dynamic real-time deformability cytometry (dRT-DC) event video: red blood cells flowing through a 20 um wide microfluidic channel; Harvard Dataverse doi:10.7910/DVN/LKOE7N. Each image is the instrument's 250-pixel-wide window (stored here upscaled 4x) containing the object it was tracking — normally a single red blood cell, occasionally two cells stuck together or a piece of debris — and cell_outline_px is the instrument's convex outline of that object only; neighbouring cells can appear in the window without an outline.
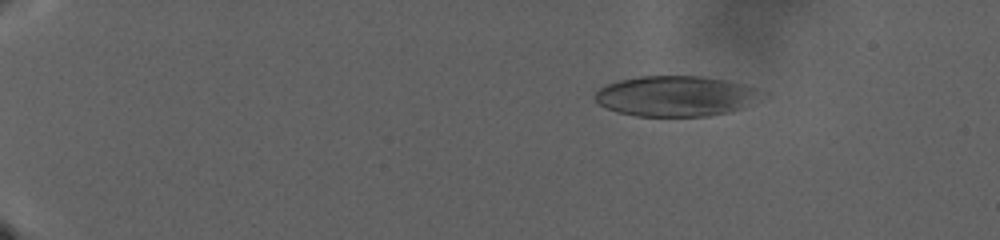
{"species": "human", "species_latin": "Homo sapiens", "temperature_condition": "warm", "stored_images_in_passage": 138, "camera_frame_rate_fps": 3000, "um_per_image_px": 0.085, "donor": {"sex": "male"}, "frame": {"image": 1, "passage_image": 28, "time_ms": 9.0, "image_size_px": [1000, 240], "cell_outline_px": [[756, 92], [740, 108], [728, 112], [704, 116], [636, 116], [616, 112], [600, 104], [596, 100], [596, 92], [604, 84], [620, 80], [640, 76], [700, 76], [728, 80], [744, 84], [756, 88]], "centroid_in_image_um": [57.28, 8.15], "position_along_channel_um": 27.7, "area_um2": 38.26}}
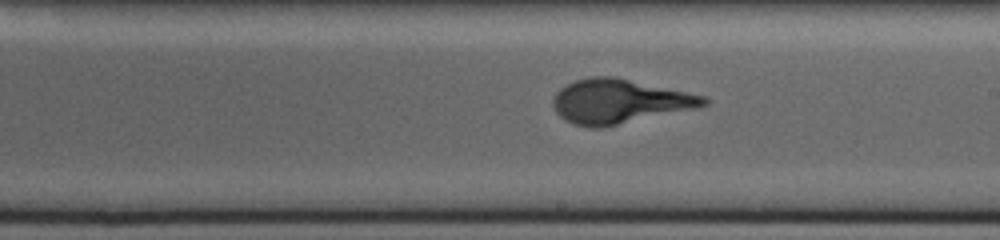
{"frame": {"image": 2, "passage_image": 90, "time_ms": 29.667, "image_size_px": [1000, 240], "cell_outline_px": [[708, 104], [696, 108], [600, 128], [588, 128], [572, 124], [564, 120], [556, 112], [552, 104], [552, 100], [556, 92], [560, 88], [576, 80], [592, 76], [616, 76], [708, 96]], "centroid_in_image_um": [52.64, 8.61], "position_along_channel_um": 236.4, "area_um2": 39.13}}
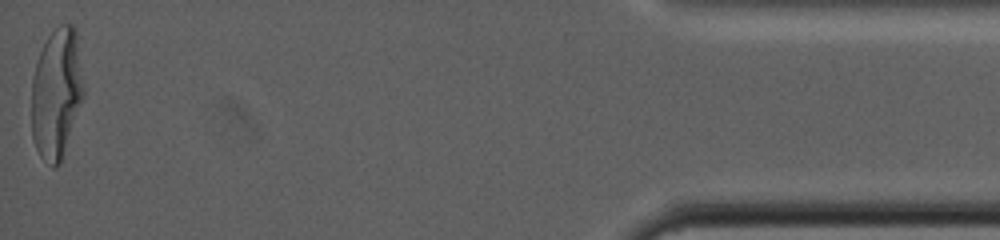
{"frame": {"image": 3, "passage_image": 138, "time_ms": 45.667, "image_size_px": [1000, 240], "cell_outline_px": [[84, 96], [60, 164], [56, 168], [52, 168], [40, 156], [36, 148], [32, 136], [32, 80], [36, 64], [40, 52], [48, 36], [60, 24], [72, 24], [76, 28], [84, 88]], "centroid_in_image_um": [4.81, 7.95], "position_along_channel_um": 430.4, "area_um2": 39.65}}